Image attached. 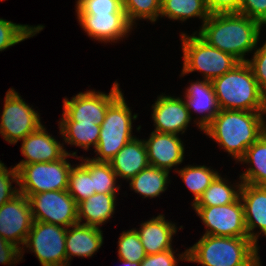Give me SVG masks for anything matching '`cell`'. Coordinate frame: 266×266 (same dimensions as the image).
Wrapping results in <instances>:
<instances>
[{
  "mask_svg": "<svg viewBox=\"0 0 266 266\" xmlns=\"http://www.w3.org/2000/svg\"><path fill=\"white\" fill-rule=\"evenodd\" d=\"M186 90L185 104L188 111L191 112V109H194L199 114H205L197 120V126L203 131L220 110L213 84L210 80L204 79V81L191 83Z\"/></svg>",
  "mask_w": 266,
  "mask_h": 266,
  "instance_id": "obj_19",
  "label": "cell"
},
{
  "mask_svg": "<svg viewBox=\"0 0 266 266\" xmlns=\"http://www.w3.org/2000/svg\"><path fill=\"white\" fill-rule=\"evenodd\" d=\"M121 93L119 84L115 82L109 94L87 91L77 94L71 100L65 98L60 122H95L101 125L108 106Z\"/></svg>",
  "mask_w": 266,
  "mask_h": 266,
  "instance_id": "obj_12",
  "label": "cell"
},
{
  "mask_svg": "<svg viewBox=\"0 0 266 266\" xmlns=\"http://www.w3.org/2000/svg\"><path fill=\"white\" fill-rule=\"evenodd\" d=\"M220 109L265 112L266 94L259 88L247 62L212 81Z\"/></svg>",
  "mask_w": 266,
  "mask_h": 266,
  "instance_id": "obj_4",
  "label": "cell"
},
{
  "mask_svg": "<svg viewBox=\"0 0 266 266\" xmlns=\"http://www.w3.org/2000/svg\"><path fill=\"white\" fill-rule=\"evenodd\" d=\"M21 258V249L0 235V263H17Z\"/></svg>",
  "mask_w": 266,
  "mask_h": 266,
  "instance_id": "obj_41",
  "label": "cell"
},
{
  "mask_svg": "<svg viewBox=\"0 0 266 266\" xmlns=\"http://www.w3.org/2000/svg\"><path fill=\"white\" fill-rule=\"evenodd\" d=\"M205 227L204 235L223 237H249L245 225L244 207L240 197L231 204L193 206Z\"/></svg>",
  "mask_w": 266,
  "mask_h": 266,
  "instance_id": "obj_11",
  "label": "cell"
},
{
  "mask_svg": "<svg viewBox=\"0 0 266 266\" xmlns=\"http://www.w3.org/2000/svg\"><path fill=\"white\" fill-rule=\"evenodd\" d=\"M60 134L65 143L88 150L90 145L96 148L101 126L95 122H59Z\"/></svg>",
  "mask_w": 266,
  "mask_h": 266,
  "instance_id": "obj_26",
  "label": "cell"
},
{
  "mask_svg": "<svg viewBox=\"0 0 266 266\" xmlns=\"http://www.w3.org/2000/svg\"><path fill=\"white\" fill-rule=\"evenodd\" d=\"M182 180L185 182L189 190L194 194L193 203H196L203 192L210 186L211 182L218 175L217 171L206 166H186L178 170Z\"/></svg>",
  "mask_w": 266,
  "mask_h": 266,
  "instance_id": "obj_30",
  "label": "cell"
},
{
  "mask_svg": "<svg viewBox=\"0 0 266 266\" xmlns=\"http://www.w3.org/2000/svg\"><path fill=\"white\" fill-rule=\"evenodd\" d=\"M33 217L28 198L18 193L0 207V235L7 241L24 248L27 235L31 230ZM19 244L23 245L22 247Z\"/></svg>",
  "mask_w": 266,
  "mask_h": 266,
  "instance_id": "obj_13",
  "label": "cell"
},
{
  "mask_svg": "<svg viewBox=\"0 0 266 266\" xmlns=\"http://www.w3.org/2000/svg\"><path fill=\"white\" fill-rule=\"evenodd\" d=\"M160 16L185 21L191 17H200L203 23L210 13L205 0H161Z\"/></svg>",
  "mask_w": 266,
  "mask_h": 266,
  "instance_id": "obj_27",
  "label": "cell"
},
{
  "mask_svg": "<svg viewBox=\"0 0 266 266\" xmlns=\"http://www.w3.org/2000/svg\"><path fill=\"white\" fill-rule=\"evenodd\" d=\"M136 230L147 255L172 249V236L177 232L175 224L165 220L164 215L152 218Z\"/></svg>",
  "mask_w": 266,
  "mask_h": 266,
  "instance_id": "obj_22",
  "label": "cell"
},
{
  "mask_svg": "<svg viewBox=\"0 0 266 266\" xmlns=\"http://www.w3.org/2000/svg\"><path fill=\"white\" fill-rule=\"evenodd\" d=\"M4 102L0 134L10 144L23 140L42 125L39 114L12 88L7 91Z\"/></svg>",
  "mask_w": 266,
  "mask_h": 266,
  "instance_id": "obj_10",
  "label": "cell"
},
{
  "mask_svg": "<svg viewBox=\"0 0 266 266\" xmlns=\"http://www.w3.org/2000/svg\"><path fill=\"white\" fill-rule=\"evenodd\" d=\"M82 164L91 174L95 193L116 194L119 187L116 186V173L109 162H99L91 159H83Z\"/></svg>",
  "mask_w": 266,
  "mask_h": 266,
  "instance_id": "obj_29",
  "label": "cell"
},
{
  "mask_svg": "<svg viewBox=\"0 0 266 266\" xmlns=\"http://www.w3.org/2000/svg\"><path fill=\"white\" fill-rule=\"evenodd\" d=\"M226 181L218 174L192 206H220L235 202L240 197L242 182L236 185V189H239L235 190L234 187L228 186Z\"/></svg>",
  "mask_w": 266,
  "mask_h": 266,
  "instance_id": "obj_28",
  "label": "cell"
},
{
  "mask_svg": "<svg viewBox=\"0 0 266 266\" xmlns=\"http://www.w3.org/2000/svg\"><path fill=\"white\" fill-rule=\"evenodd\" d=\"M264 113L220 109L203 132L239 161L266 131Z\"/></svg>",
  "mask_w": 266,
  "mask_h": 266,
  "instance_id": "obj_2",
  "label": "cell"
},
{
  "mask_svg": "<svg viewBox=\"0 0 266 266\" xmlns=\"http://www.w3.org/2000/svg\"><path fill=\"white\" fill-rule=\"evenodd\" d=\"M210 15L239 13L242 0H205Z\"/></svg>",
  "mask_w": 266,
  "mask_h": 266,
  "instance_id": "obj_39",
  "label": "cell"
},
{
  "mask_svg": "<svg viewBox=\"0 0 266 266\" xmlns=\"http://www.w3.org/2000/svg\"><path fill=\"white\" fill-rule=\"evenodd\" d=\"M77 14H125L122 0H77Z\"/></svg>",
  "mask_w": 266,
  "mask_h": 266,
  "instance_id": "obj_35",
  "label": "cell"
},
{
  "mask_svg": "<svg viewBox=\"0 0 266 266\" xmlns=\"http://www.w3.org/2000/svg\"><path fill=\"white\" fill-rule=\"evenodd\" d=\"M68 193L74 198L77 204L95 194L91 174L82 163L76 167L72 166L70 170Z\"/></svg>",
  "mask_w": 266,
  "mask_h": 266,
  "instance_id": "obj_32",
  "label": "cell"
},
{
  "mask_svg": "<svg viewBox=\"0 0 266 266\" xmlns=\"http://www.w3.org/2000/svg\"><path fill=\"white\" fill-rule=\"evenodd\" d=\"M239 13L266 24V0H242Z\"/></svg>",
  "mask_w": 266,
  "mask_h": 266,
  "instance_id": "obj_38",
  "label": "cell"
},
{
  "mask_svg": "<svg viewBox=\"0 0 266 266\" xmlns=\"http://www.w3.org/2000/svg\"><path fill=\"white\" fill-rule=\"evenodd\" d=\"M12 177V178H11ZM10 180L18 183V172L15 167L8 170L0 161V207L19 193V189L12 188Z\"/></svg>",
  "mask_w": 266,
  "mask_h": 266,
  "instance_id": "obj_36",
  "label": "cell"
},
{
  "mask_svg": "<svg viewBox=\"0 0 266 266\" xmlns=\"http://www.w3.org/2000/svg\"><path fill=\"white\" fill-rule=\"evenodd\" d=\"M182 34L183 69L181 75L201 71L204 79L212 81L232 70L240 62L232 55L210 46L199 35Z\"/></svg>",
  "mask_w": 266,
  "mask_h": 266,
  "instance_id": "obj_6",
  "label": "cell"
},
{
  "mask_svg": "<svg viewBox=\"0 0 266 266\" xmlns=\"http://www.w3.org/2000/svg\"><path fill=\"white\" fill-rule=\"evenodd\" d=\"M239 162L253 165L240 175L242 183L266 186V131L246 150Z\"/></svg>",
  "mask_w": 266,
  "mask_h": 266,
  "instance_id": "obj_24",
  "label": "cell"
},
{
  "mask_svg": "<svg viewBox=\"0 0 266 266\" xmlns=\"http://www.w3.org/2000/svg\"><path fill=\"white\" fill-rule=\"evenodd\" d=\"M67 228L41 221H33L24 245L31 249L42 266H67Z\"/></svg>",
  "mask_w": 266,
  "mask_h": 266,
  "instance_id": "obj_8",
  "label": "cell"
},
{
  "mask_svg": "<svg viewBox=\"0 0 266 266\" xmlns=\"http://www.w3.org/2000/svg\"><path fill=\"white\" fill-rule=\"evenodd\" d=\"M83 30L93 39L114 42L130 32L132 25L126 14H77Z\"/></svg>",
  "mask_w": 266,
  "mask_h": 266,
  "instance_id": "obj_15",
  "label": "cell"
},
{
  "mask_svg": "<svg viewBox=\"0 0 266 266\" xmlns=\"http://www.w3.org/2000/svg\"><path fill=\"white\" fill-rule=\"evenodd\" d=\"M261 23L240 13L214 14L202 24L199 36L210 46L228 53L239 62L257 46Z\"/></svg>",
  "mask_w": 266,
  "mask_h": 266,
  "instance_id": "obj_1",
  "label": "cell"
},
{
  "mask_svg": "<svg viewBox=\"0 0 266 266\" xmlns=\"http://www.w3.org/2000/svg\"><path fill=\"white\" fill-rule=\"evenodd\" d=\"M115 197L116 194L95 193L78 203V223L85 218L82 224L99 228L114 214Z\"/></svg>",
  "mask_w": 266,
  "mask_h": 266,
  "instance_id": "obj_23",
  "label": "cell"
},
{
  "mask_svg": "<svg viewBox=\"0 0 266 266\" xmlns=\"http://www.w3.org/2000/svg\"><path fill=\"white\" fill-rule=\"evenodd\" d=\"M44 26L31 27L0 18V51L7 49L43 30Z\"/></svg>",
  "mask_w": 266,
  "mask_h": 266,
  "instance_id": "obj_31",
  "label": "cell"
},
{
  "mask_svg": "<svg viewBox=\"0 0 266 266\" xmlns=\"http://www.w3.org/2000/svg\"><path fill=\"white\" fill-rule=\"evenodd\" d=\"M173 249L165 250L156 254L146 255L141 261V266H177Z\"/></svg>",
  "mask_w": 266,
  "mask_h": 266,
  "instance_id": "obj_40",
  "label": "cell"
},
{
  "mask_svg": "<svg viewBox=\"0 0 266 266\" xmlns=\"http://www.w3.org/2000/svg\"><path fill=\"white\" fill-rule=\"evenodd\" d=\"M247 63L251 67L259 88L266 94V41L254 52L252 60Z\"/></svg>",
  "mask_w": 266,
  "mask_h": 266,
  "instance_id": "obj_37",
  "label": "cell"
},
{
  "mask_svg": "<svg viewBox=\"0 0 266 266\" xmlns=\"http://www.w3.org/2000/svg\"><path fill=\"white\" fill-rule=\"evenodd\" d=\"M145 141L148 162L151 166L170 171L184 159V146L177 134L151 132Z\"/></svg>",
  "mask_w": 266,
  "mask_h": 266,
  "instance_id": "obj_16",
  "label": "cell"
},
{
  "mask_svg": "<svg viewBox=\"0 0 266 266\" xmlns=\"http://www.w3.org/2000/svg\"><path fill=\"white\" fill-rule=\"evenodd\" d=\"M109 163L117 177L129 181L150 165L144 140L132 139L117 152Z\"/></svg>",
  "mask_w": 266,
  "mask_h": 266,
  "instance_id": "obj_20",
  "label": "cell"
},
{
  "mask_svg": "<svg viewBox=\"0 0 266 266\" xmlns=\"http://www.w3.org/2000/svg\"><path fill=\"white\" fill-rule=\"evenodd\" d=\"M133 117V118H132ZM137 114L132 116L123 93H121L109 106L102 122L95 161L109 162L117 152L129 141L132 136V119L136 120Z\"/></svg>",
  "mask_w": 266,
  "mask_h": 266,
  "instance_id": "obj_5",
  "label": "cell"
},
{
  "mask_svg": "<svg viewBox=\"0 0 266 266\" xmlns=\"http://www.w3.org/2000/svg\"><path fill=\"white\" fill-rule=\"evenodd\" d=\"M30 203L33 221L68 228L78 223V204L68 190L25 195Z\"/></svg>",
  "mask_w": 266,
  "mask_h": 266,
  "instance_id": "obj_9",
  "label": "cell"
},
{
  "mask_svg": "<svg viewBox=\"0 0 266 266\" xmlns=\"http://www.w3.org/2000/svg\"><path fill=\"white\" fill-rule=\"evenodd\" d=\"M240 199L244 207L245 225L249 239L257 245L258 236L253 230L258 227L266 236V186L242 183Z\"/></svg>",
  "mask_w": 266,
  "mask_h": 266,
  "instance_id": "obj_18",
  "label": "cell"
},
{
  "mask_svg": "<svg viewBox=\"0 0 266 266\" xmlns=\"http://www.w3.org/2000/svg\"><path fill=\"white\" fill-rule=\"evenodd\" d=\"M102 234L100 228L81 223L68 227L65 241L67 266L71 256L92 257L103 244Z\"/></svg>",
  "mask_w": 266,
  "mask_h": 266,
  "instance_id": "obj_21",
  "label": "cell"
},
{
  "mask_svg": "<svg viewBox=\"0 0 266 266\" xmlns=\"http://www.w3.org/2000/svg\"><path fill=\"white\" fill-rule=\"evenodd\" d=\"M75 157L76 152L67 153L54 162L17 164L19 192L33 195L47 191L68 190L69 173L72 168L66 158Z\"/></svg>",
  "mask_w": 266,
  "mask_h": 266,
  "instance_id": "obj_7",
  "label": "cell"
},
{
  "mask_svg": "<svg viewBox=\"0 0 266 266\" xmlns=\"http://www.w3.org/2000/svg\"><path fill=\"white\" fill-rule=\"evenodd\" d=\"M118 242L119 259L141 262L147 255L136 229L123 232Z\"/></svg>",
  "mask_w": 266,
  "mask_h": 266,
  "instance_id": "obj_34",
  "label": "cell"
},
{
  "mask_svg": "<svg viewBox=\"0 0 266 266\" xmlns=\"http://www.w3.org/2000/svg\"><path fill=\"white\" fill-rule=\"evenodd\" d=\"M169 171L149 165L130 179V187L136 193L150 198L159 196L167 189ZM168 181V182H167Z\"/></svg>",
  "mask_w": 266,
  "mask_h": 266,
  "instance_id": "obj_25",
  "label": "cell"
},
{
  "mask_svg": "<svg viewBox=\"0 0 266 266\" xmlns=\"http://www.w3.org/2000/svg\"><path fill=\"white\" fill-rule=\"evenodd\" d=\"M119 261H122L124 266H141V262H130L123 259H120Z\"/></svg>",
  "mask_w": 266,
  "mask_h": 266,
  "instance_id": "obj_42",
  "label": "cell"
},
{
  "mask_svg": "<svg viewBox=\"0 0 266 266\" xmlns=\"http://www.w3.org/2000/svg\"><path fill=\"white\" fill-rule=\"evenodd\" d=\"M257 246L249 237L203 235L179 257L203 266H261Z\"/></svg>",
  "mask_w": 266,
  "mask_h": 266,
  "instance_id": "obj_3",
  "label": "cell"
},
{
  "mask_svg": "<svg viewBox=\"0 0 266 266\" xmlns=\"http://www.w3.org/2000/svg\"><path fill=\"white\" fill-rule=\"evenodd\" d=\"M122 6L132 26L138 18L155 22L161 13V0H122Z\"/></svg>",
  "mask_w": 266,
  "mask_h": 266,
  "instance_id": "obj_33",
  "label": "cell"
},
{
  "mask_svg": "<svg viewBox=\"0 0 266 266\" xmlns=\"http://www.w3.org/2000/svg\"><path fill=\"white\" fill-rule=\"evenodd\" d=\"M22 141L21 152L26 160L18 164L54 162L68 153L60 142L46 132L43 125L35 132L28 134Z\"/></svg>",
  "mask_w": 266,
  "mask_h": 266,
  "instance_id": "obj_17",
  "label": "cell"
},
{
  "mask_svg": "<svg viewBox=\"0 0 266 266\" xmlns=\"http://www.w3.org/2000/svg\"><path fill=\"white\" fill-rule=\"evenodd\" d=\"M153 107L152 118L155 132L159 133H184L191 120L185 101L171 96H159Z\"/></svg>",
  "mask_w": 266,
  "mask_h": 266,
  "instance_id": "obj_14",
  "label": "cell"
}]
</instances>
